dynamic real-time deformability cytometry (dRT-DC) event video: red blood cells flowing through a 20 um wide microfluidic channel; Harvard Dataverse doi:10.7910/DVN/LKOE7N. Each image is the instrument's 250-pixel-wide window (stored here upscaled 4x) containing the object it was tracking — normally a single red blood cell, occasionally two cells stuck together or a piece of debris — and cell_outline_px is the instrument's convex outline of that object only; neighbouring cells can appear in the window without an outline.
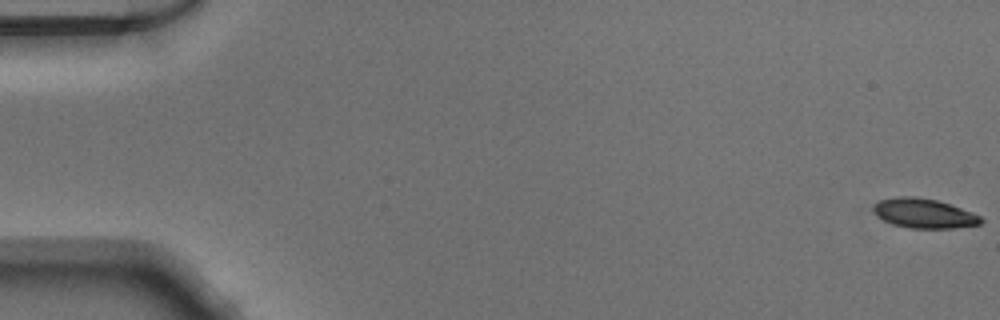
{"species": "Egyptian fruit bat (a non-hibernating species)", "species_latin": "Rousettus aegyptiacus", "temperature_condition": "warm", "stored_images_in_passage": 51, "camera_frame_rate_fps": 3000, "um_per_image_px": 0.085, "animal": {"sex": "male"}, "frame": {"image": 1, "passage_image": 1, "time_ms": 0.0, "image_size_px": [1000, 320], "cell_outline_px": [[984, 220], [980, 224], [952, 228], [908, 228], [892, 224], [876, 216], [872, 212], [872, 208], [880, 200], [896, 196], [916, 196], [936, 200], [972, 212], [980, 216]], "centroid_in_image_um": [78.5, 18.13], "position_along_channel_um": 6.5, "area_um2": 18.5}}
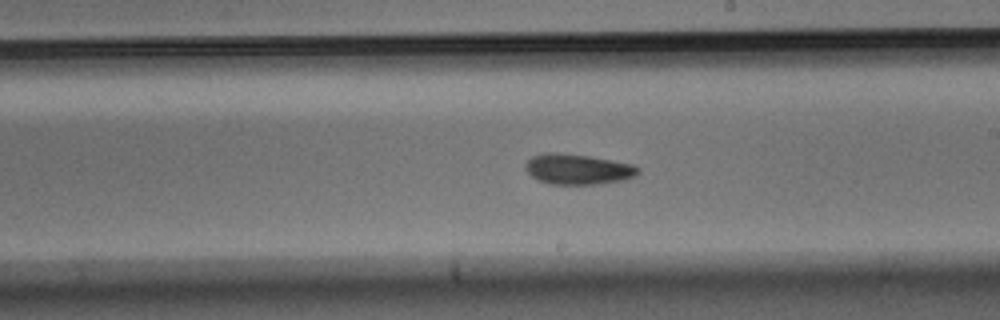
{"frame": {"image": 2, "passage_image": 30, "time_ms": 9.667, "image_size_px": [1000, 320], "cell_outline_px": [[640, 172], [636, 176], [624, 180], [596, 184], [548, 184], [536, 180], [524, 168], [524, 164], [532, 156], [544, 152], [556, 152], [588, 156], [632, 164], [640, 168]], "centroid_in_image_um": [49.09, 14.38], "position_along_channel_um": 239.9, "area_um2": 20.11}}
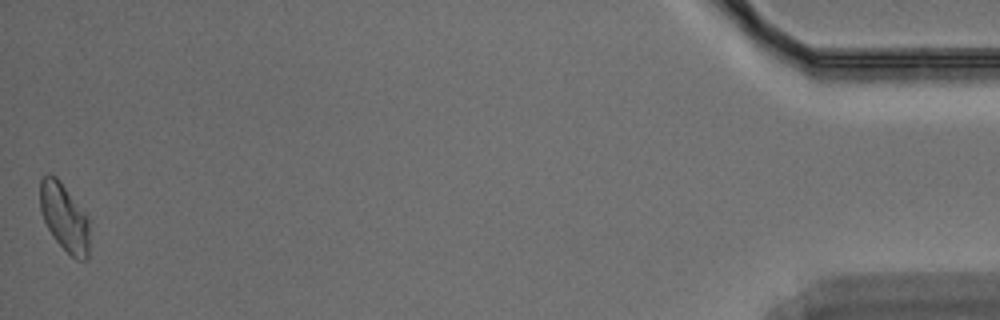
{"frame": {"image": 3, "passage_image": 51, "time_ms": 16.667, "image_size_px": [1000, 320], "cell_outline_px": [[88, 256], [84, 260], [76, 260], [52, 236], [40, 212], [40, 180], [44, 176], [56, 176], [60, 180], [88, 216]], "centroid_in_image_um": [5.46, 18.47], "position_along_channel_um": 429.7, "area_um2": 19.31}}